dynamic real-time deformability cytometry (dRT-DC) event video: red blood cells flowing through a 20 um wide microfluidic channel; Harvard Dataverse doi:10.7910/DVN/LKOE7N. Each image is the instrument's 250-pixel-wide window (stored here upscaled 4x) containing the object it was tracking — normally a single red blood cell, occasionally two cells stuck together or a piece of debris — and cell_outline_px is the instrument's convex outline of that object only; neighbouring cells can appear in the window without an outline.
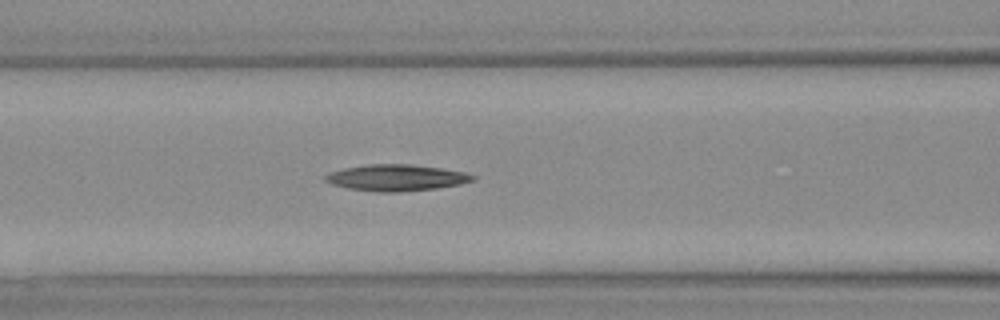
{"species": "Egyptian fruit bat (a non-hibernating species)", "species_latin": "Rousettus aegyptiacus", "temperature_condition": "warm", "stored_images_in_passage": 39, "camera_frame_rate_fps": 3000, "um_per_image_px": 0.085, "animal": {"sex": "female"}, "frame": {"image": 1, "passage_image": 17, "time_ms": 5.333, "image_size_px": [1000, 320], "cell_outline_px": [[476, 180], [460, 184], [436, 188], [400, 192], [380, 192], [348, 188], [332, 184], [324, 180], [324, 176], [328, 172], [344, 168], [368, 164], [412, 164], [440, 168], [464, 172], [476, 176]], "centroid_in_image_um": [33.68, 15.1], "position_along_channel_um": 132.9, "area_um2": 22.66}}